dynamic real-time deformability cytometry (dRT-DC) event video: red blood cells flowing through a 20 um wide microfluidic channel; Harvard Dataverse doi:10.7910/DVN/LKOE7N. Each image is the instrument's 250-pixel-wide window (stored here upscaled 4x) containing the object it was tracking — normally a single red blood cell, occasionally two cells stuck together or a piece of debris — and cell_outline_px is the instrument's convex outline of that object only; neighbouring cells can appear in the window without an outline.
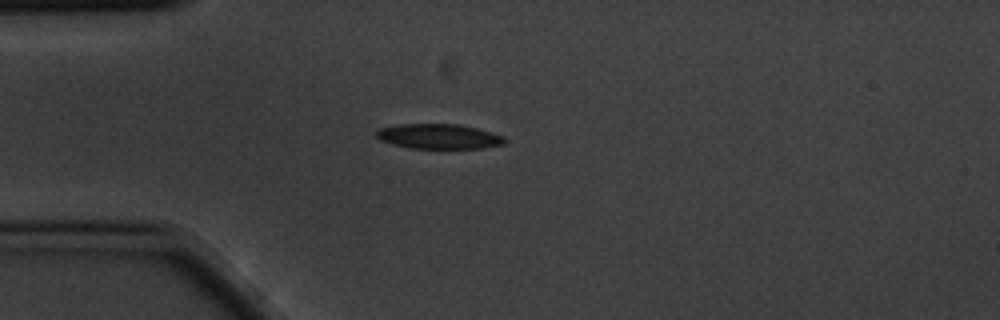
{"species": "common noctule bat (a hibernating species)", "species_latin": "Nyctalus noctula", "temperature_condition": "cold", "stored_images_in_passage": 1, "camera_frame_rate_fps": 3000, "um_per_image_px": 0.085, "animal": {"sex": "male", "body_mass_g": 20.1, "forearm_length_mm": 53.5}, "frame": {"image": 1, "passage_image": 1, "time_ms": 0.0, "image_size_px": [1000, 320], "cell_outline_px": [[504, 144], [484, 148], [412, 148], [392, 144], [380, 140], [376, 136], [376, 132], [380, 128], [400, 124], [460, 124], [492, 132], [504, 136]], "centroid_in_image_um": [37.3, 11.59], "position_along_channel_um": 47.7, "area_um2": 18.55}}